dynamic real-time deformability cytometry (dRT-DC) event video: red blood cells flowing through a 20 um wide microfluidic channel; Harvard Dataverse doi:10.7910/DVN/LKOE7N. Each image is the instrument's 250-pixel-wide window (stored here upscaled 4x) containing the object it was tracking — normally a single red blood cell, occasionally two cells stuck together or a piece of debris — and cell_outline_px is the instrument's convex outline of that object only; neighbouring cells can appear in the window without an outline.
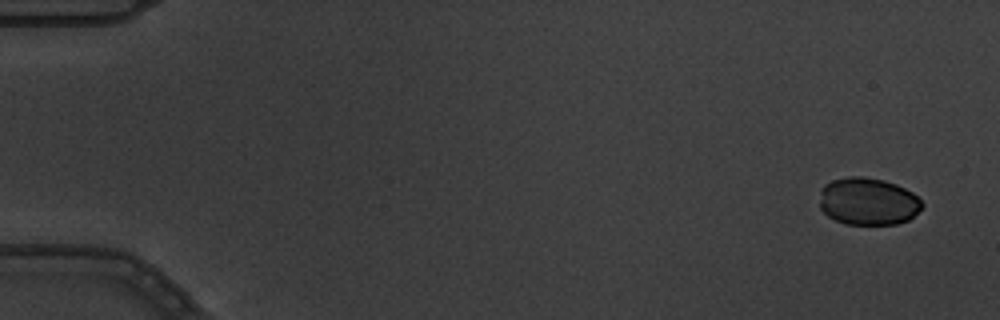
{"species": "common noctule bat (a hibernating species)", "species_latin": "Nyctalus noctula", "temperature_condition": "warm", "stored_images_in_passage": 14, "camera_frame_rate_fps": 3000, "um_per_image_px": 0.085, "animal": {"sex": "male", "body_mass_g": 19.5, "forearm_length_mm": 54.6}, "frame": {"image": 1, "passage_image": 1, "time_ms": 0.0, "image_size_px": [1000, 320], "cell_outline_px": [[924, 204], [908, 220], [896, 224], [844, 224], [828, 216], [820, 208], [820, 200], [824, 184], [832, 180], [848, 176], [864, 176], [884, 180], [896, 184], [912, 192]], "centroid_in_image_um": [73.77, 17.11], "position_along_channel_um": 11.2, "area_um2": 28.21}}